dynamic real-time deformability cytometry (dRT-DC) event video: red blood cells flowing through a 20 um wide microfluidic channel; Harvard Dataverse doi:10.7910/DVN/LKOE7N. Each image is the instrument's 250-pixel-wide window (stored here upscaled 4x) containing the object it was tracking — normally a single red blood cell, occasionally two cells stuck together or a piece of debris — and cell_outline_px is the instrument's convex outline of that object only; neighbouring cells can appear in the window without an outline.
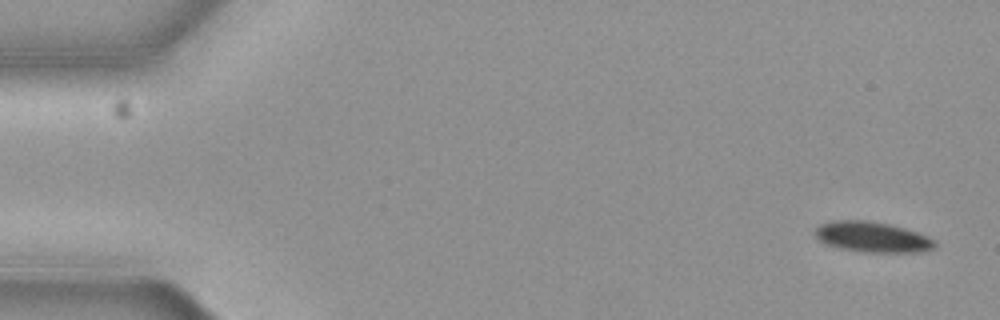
{"species": "common noctule bat (a hibernating species)", "species_latin": "Nyctalus noctula", "temperature_condition": "cold", "stored_images_in_passage": 5, "camera_frame_rate_fps": 3000, "um_per_image_px": 0.085, "animal": {"sex": "female", "body_mass_g": 19.3, "forearm_length_mm": 54.1}, "frame": {"image": 1, "passage_image": 1, "time_ms": 0.0, "image_size_px": [1000, 320], "cell_outline_px": [[936, 244], [932, 248], [920, 252], [864, 252], [840, 248], [824, 244], [816, 236], [816, 228], [820, 224], [832, 220], [868, 220], [888, 224], [904, 228], [928, 236], [936, 240]], "centroid_in_image_um": [74.14, 20.14], "position_along_channel_um": 10.9, "area_um2": 21.21}}
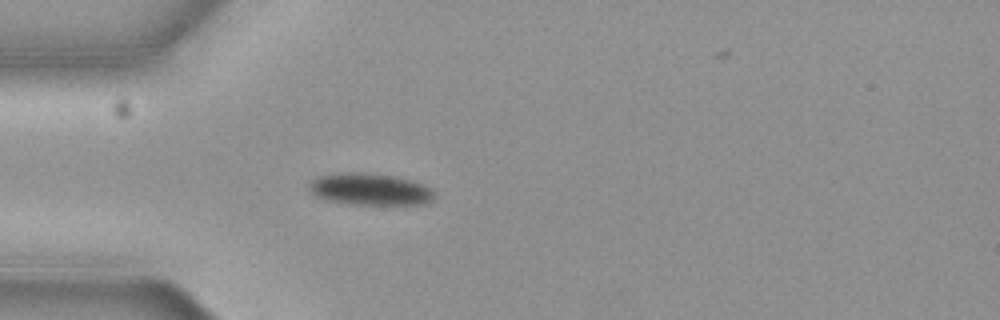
{"frame": {"image": 2, "passage_image": 5, "time_ms": 1.333, "image_size_px": [1000, 320], "cell_outline_px": [[436, 200], [424, 204], [348, 204], [324, 200], [316, 196], [308, 188], [308, 184], [312, 180], [320, 176], [348, 172], [360, 172], [396, 176], [412, 180], [424, 184], [432, 188], [436, 192]], "centroid_in_image_um": [31.52, 16.09], "position_along_channel_um": 53.5, "area_um2": 23.58}}